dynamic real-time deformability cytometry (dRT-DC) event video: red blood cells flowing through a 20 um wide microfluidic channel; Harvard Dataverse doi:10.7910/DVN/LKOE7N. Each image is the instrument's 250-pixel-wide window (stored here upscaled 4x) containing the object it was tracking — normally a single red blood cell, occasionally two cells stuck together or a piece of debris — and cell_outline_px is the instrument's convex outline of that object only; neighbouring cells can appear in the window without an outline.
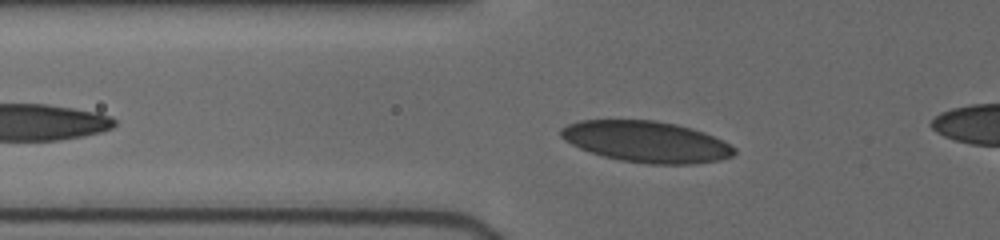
{"species": "human", "species_latin": "Homo sapiens", "temperature_condition": "cold", "stored_images_in_passage": 36, "camera_frame_rate_fps": 3000, "um_per_image_px": 0.085, "donor": {"sex": "female"}, "frame": {"image": 1, "passage_image": 3, "time_ms": 0.667, "image_size_px": [1000, 240], "cell_outline_px": [[736, 152], [732, 156], [716, 160], [692, 164], [648, 164], [620, 160], [604, 156], [580, 148], [564, 140], [560, 136], [560, 128], [568, 124], [580, 120], [656, 120], [676, 124], [692, 128], [704, 132], [724, 140], [736, 148]], "centroid_in_image_um": [54.95, 12.03], "position_along_channel_um": 70.9, "area_um2": 41.62}}
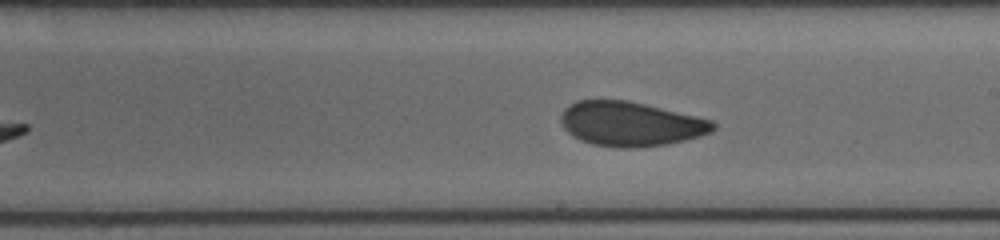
{"frame": {"image": 2, "passage_image": 20, "time_ms": 5.0, "image_size_px": [1000, 240], "cell_outline_px": [[716, 128], [712, 132], [700, 136], [668, 144], [632, 148], [620, 148], [592, 144], [580, 140], [572, 136], [564, 128], [560, 120], [560, 116], [564, 108], [568, 104], [576, 100], [628, 100], [712, 120], [716, 124]], "centroid_in_image_um": [53.57, 10.53], "position_along_channel_um": 235.4, "area_um2": 39.54}}
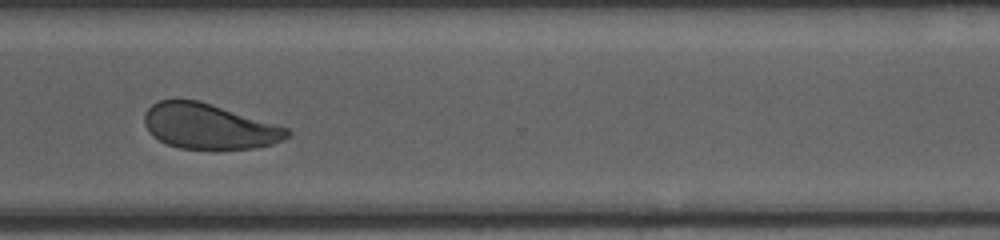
{"frame": {"image": 3, "passage_image": 35, "time_ms": 8.0, "image_size_px": [1000, 240], "cell_outline_px": [[292, 132], [284, 140], [272, 144], [252, 148], [180, 148], [168, 144], [152, 136], [148, 132], [144, 124], [144, 112], [152, 104], [160, 100], [200, 100], [288, 128]], "centroid_in_image_um": [17.74, 10.73], "position_along_channel_um": 352.9, "area_um2": 37.4}}